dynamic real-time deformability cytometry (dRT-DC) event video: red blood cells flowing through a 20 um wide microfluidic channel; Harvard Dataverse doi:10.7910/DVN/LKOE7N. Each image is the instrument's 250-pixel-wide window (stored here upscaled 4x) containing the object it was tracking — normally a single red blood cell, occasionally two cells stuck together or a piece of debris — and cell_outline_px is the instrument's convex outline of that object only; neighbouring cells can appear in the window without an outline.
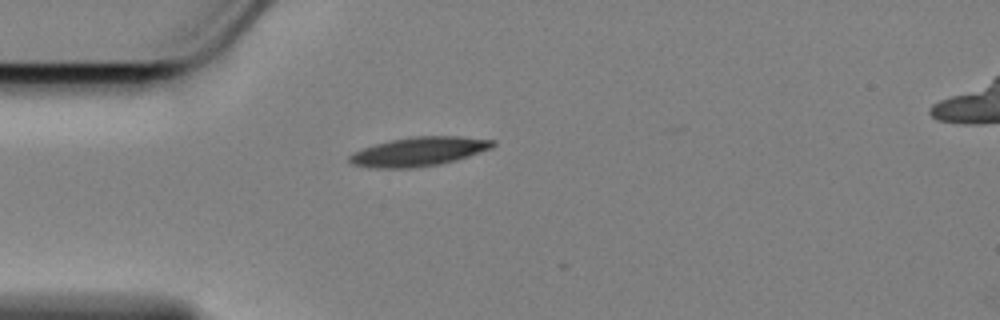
{"species": "Egyptian fruit bat (a non-hibernating species)", "species_latin": "Rousettus aegyptiacus", "temperature_condition": "cold", "stored_images_in_passage": 4, "camera_frame_rate_fps": 3000, "um_per_image_px": 0.085, "animal": {"sex": "female"}, "frame": {"image": 1, "passage_image": 1, "time_ms": 0.0, "image_size_px": [1000, 320], "cell_outline_px": [[496, 144], [492, 148], [456, 160], [440, 164], [412, 168], [368, 168], [352, 164], [348, 160], [348, 156], [352, 152], [376, 144], [392, 140], [412, 136], [460, 136], [496, 140]], "centroid_in_image_um": [35.6, 12.88], "position_along_channel_um": 49.4, "area_um2": 24.33}}